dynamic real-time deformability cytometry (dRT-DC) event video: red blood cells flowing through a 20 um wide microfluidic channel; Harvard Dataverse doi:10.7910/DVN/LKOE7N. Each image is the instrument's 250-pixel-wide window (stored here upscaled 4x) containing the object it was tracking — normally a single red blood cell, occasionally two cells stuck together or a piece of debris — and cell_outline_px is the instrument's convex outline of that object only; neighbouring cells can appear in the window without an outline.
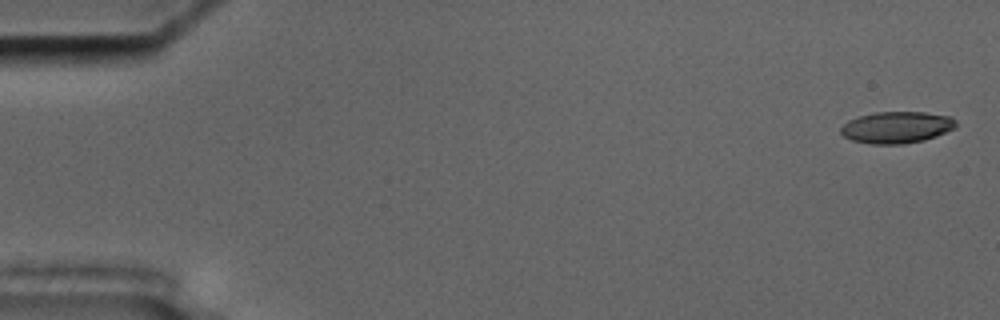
{"species": "common noctule bat (a hibernating species)", "species_latin": "Nyctalus noctula", "temperature_condition": "cold", "stored_images_in_passage": 57, "camera_frame_rate_fps": 3000, "um_per_image_px": 0.085, "animal": {"sex": "male", "body_mass_g": 17.5, "forearm_length_mm": 52.3}, "frame": {"image": 1, "passage_image": 2, "time_ms": 0.333, "image_size_px": [1000, 320], "cell_outline_px": [[956, 128], [936, 136], [924, 140], [904, 144], [872, 144], [852, 140], [844, 136], [840, 132], [840, 128], [848, 120], [860, 116], [876, 112], [924, 112], [952, 116], [956, 120]], "centroid_in_image_um": [76.24, 10.82], "position_along_channel_um": 8.8, "area_um2": 21.33}}
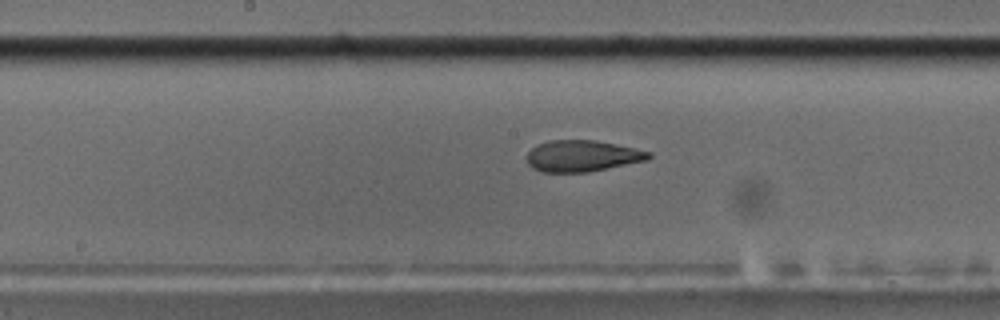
{"frame": {"image": 2, "passage_image": 30, "time_ms": 9.667, "image_size_px": [1000, 320], "cell_outline_px": [[652, 156], [648, 160], [588, 172], [544, 172], [532, 168], [528, 164], [528, 152], [536, 144], [548, 140], [596, 140], [652, 152]], "centroid_in_image_um": [49.49, 13.25], "position_along_channel_um": 198.7, "area_um2": 22.25}}
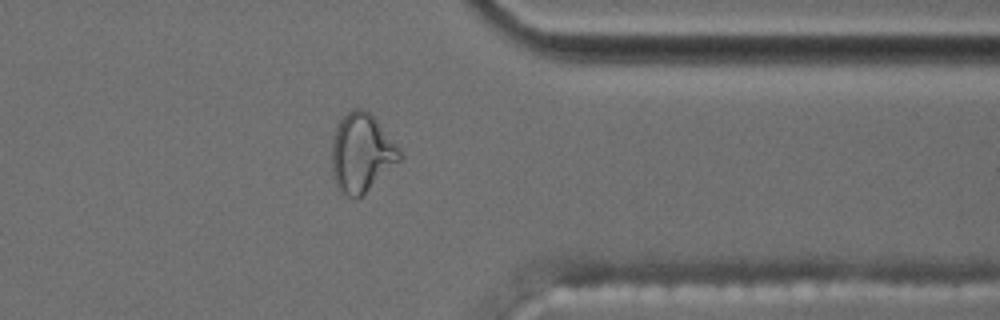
{"frame": {"image": 3, "passage_image": 46, "time_ms": 15.0, "image_size_px": [1000, 320], "cell_outline_px": [[404, 156], [400, 160], [356, 200], [340, 192], [336, 188], [332, 172], [332, 144], [336, 124], [352, 108], [360, 108], [368, 112], [376, 120], [400, 148]], "centroid_in_image_um": [30.71, 13.01], "position_along_channel_um": 380.7, "area_um2": 30.92}, "authors_computed_cell_mechanics": {"area_um2": 22.9466, "velocity_mm_per_s": 3.5524, "shape_relaxation_time_tau1_ms": null, "shape_relaxation_time_tau2_ms": 1.3224, "deformation_change_tau1": null, "deformation_change_tau2": 0.0847}}